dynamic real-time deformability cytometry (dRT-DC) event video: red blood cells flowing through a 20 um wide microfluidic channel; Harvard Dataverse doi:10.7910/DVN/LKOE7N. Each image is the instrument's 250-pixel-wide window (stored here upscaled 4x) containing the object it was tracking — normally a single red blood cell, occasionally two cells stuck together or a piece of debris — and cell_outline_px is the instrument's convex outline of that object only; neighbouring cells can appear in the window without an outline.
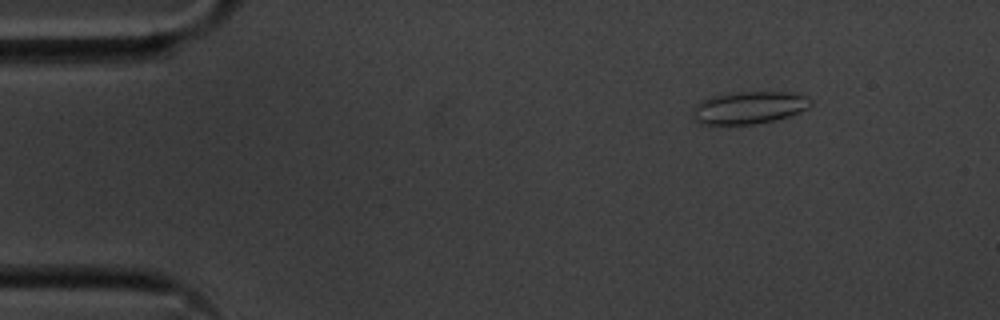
{"species": "common noctule bat (a hibernating species)", "species_latin": "Nyctalus noctula", "temperature_condition": "cold", "stored_images_in_passage": 54, "camera_frame_rate_fps": 3000, "um_per_image_px": 0.085, "animal": {"sex": "male", "body_mass_g": 20.1, "forearm_length_mm": 53.5}, "frame": {"image": 1, "passage_image": 7, "time_ms": 2.0, "image_size_px": [1000, 320], "cell_outline_px": [[812, 104], [808, 108], [800, 112], [776, 120], [756, 124], [700, 124], [696, 120], [692, 108], [696, 104], [712, 96], [744, 92], [792, 92], [804, 96], [812, 100]], "centroid_in_image_um": [63.71, 9.15], "position_along_channel_um": 21.3, "area_um2": 22.08}}
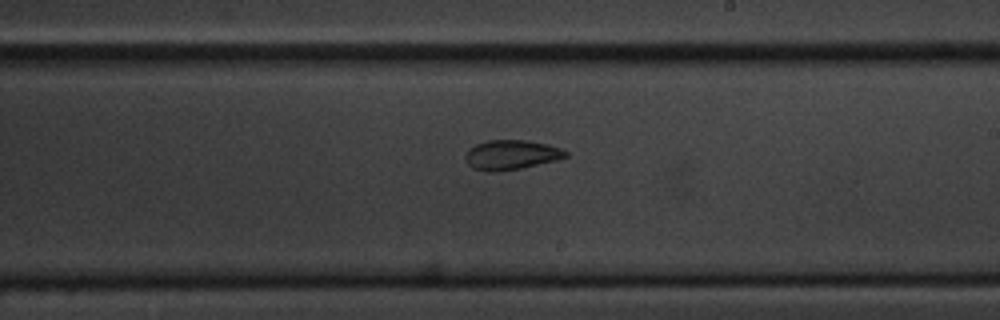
{"frame": {"image": 2, "passage_image": 32, "time_ms": 10.333, "image_size_px": [1000, 320], "cell_outline_px": [[568, 156], [556, 160], [520, 168], [492, 172], [472, 168], [468, 164], [464, 156], [468, 148], [476, 144], [488, 140], [524, 140], [548, 144], [560, 148], [568, 152]], "centroid_in_image_um": [43.43, 13.15], "position_along_channel_um": 245.6, "area_um2": 17.22}}
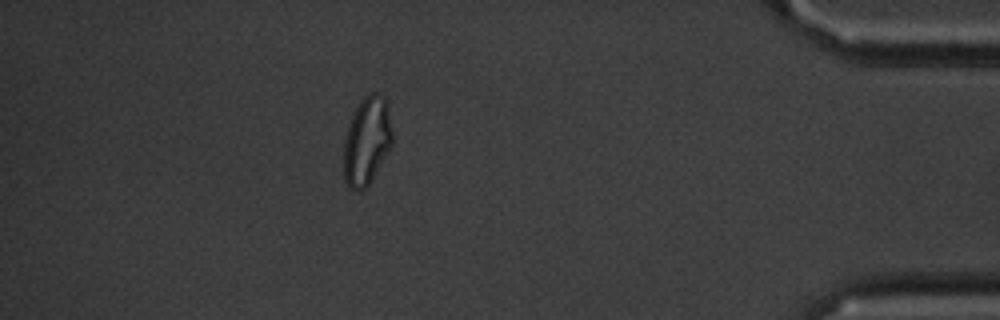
{"frame": {"image": 3, "passage_image": 49, "time_ms": 16.0, "image_size_px": [1000, 320], "cell_outline_px": [[392, 144], [388, 152], [372, 180], [364, 188], [348, 188], [344, 180], [344, 140], [348, 124], [360, 100], [368, 92], [380, 92], [388, 100], [392, 132]], "centroid_in_image_um": [31.2, 11.91], "position_along_channel_um": 404.0, "area_um2": 25.2}}